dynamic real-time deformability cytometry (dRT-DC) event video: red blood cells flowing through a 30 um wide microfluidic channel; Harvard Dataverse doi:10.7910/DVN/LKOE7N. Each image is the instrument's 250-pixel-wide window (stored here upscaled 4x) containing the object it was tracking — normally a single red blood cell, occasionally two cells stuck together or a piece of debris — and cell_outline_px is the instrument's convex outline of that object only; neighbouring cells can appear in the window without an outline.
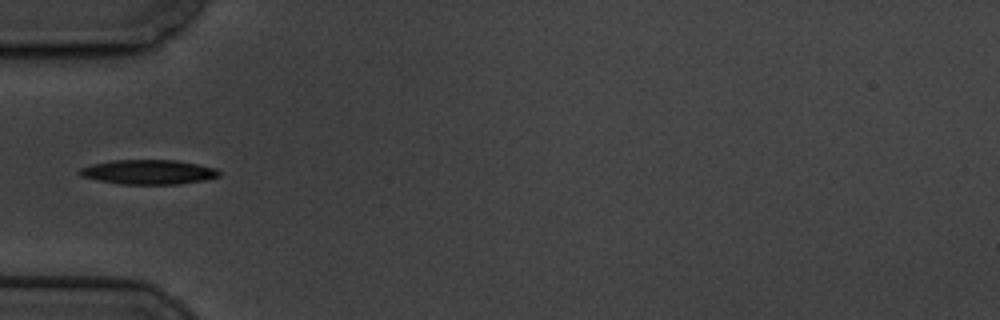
{"species": "common noctule bat (a hibernating species)", "species_latin": "Nyctalus noctula", "temperature_condition": "cold", "stored_images_in_passage": 5, "camera_frame_rate_fps": 3000, "um_per_image_px": 0.085, "animal": {"sex": "male", "body_mass_g": 19.5, "forearm_length_mm": 54.6}, "frame": {"image": 1, "passage_image": 5, "time_ms": 4.667, "image_size_px": [1000, 320], "cell_outline_px": [[220, 176], [204, 180], [180, 184], [120, 184], [80, 176], [76, 172], [80, 168], [92, 164], [112, 160], [176, 160], [216, 168], [220, 172]], "centroid_in_image_um": [12.6, 14.62], "position_along_channel_um": 72.4, "area_um2": 19.94}}